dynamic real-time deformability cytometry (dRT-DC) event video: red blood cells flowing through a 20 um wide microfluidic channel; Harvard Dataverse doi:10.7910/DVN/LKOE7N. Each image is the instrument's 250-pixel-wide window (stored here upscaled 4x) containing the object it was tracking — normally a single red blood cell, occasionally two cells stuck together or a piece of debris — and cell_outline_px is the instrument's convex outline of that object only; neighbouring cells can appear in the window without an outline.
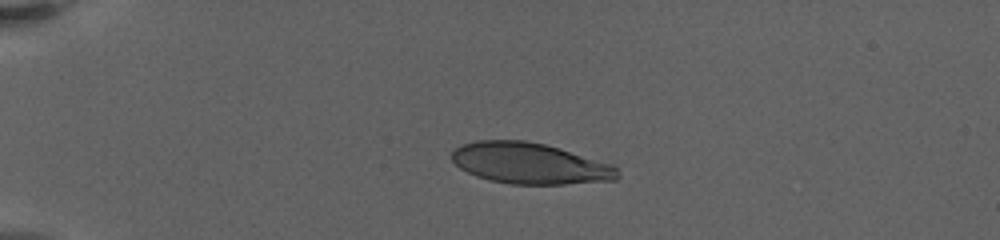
{"species": "human", "species_latin": "Homo sapiens", "temperature_condition": "warm", "stored_images_in_passage": 54, "camera_frame_rate_fps": 3000, "um_per_image_px": 0.085, "donor": {"sex": "female"}, "frame": {"image": 1, "passage_image": 1, "time_ms": 0.0, "image_size_px": [1000, 240], "cell_outline_px": [[620, 176], [616, 180], [564, 184], [512, 184], [488, 180], [476, 176], [460, 168], [452, 160], [452, 152], [456, 148], [464, 144], [476, 140], [524, 140], [544, 144], [560, 148], [616, 164]], "centroid_in_image_um": [45.09, 13.89], "position_along_channel_um": 39.9, "area_um2": 39.94}}
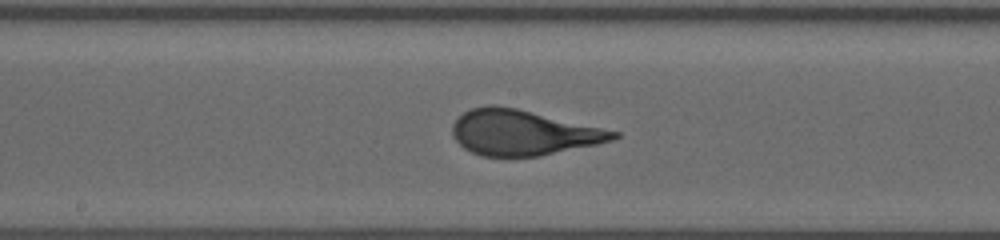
{"frame": {"image": 2, "passage_image": 19, "time_ms": 6.667, "image_size_px": [1000, 240], "cell_outline_px": [[620, 136], [612, 140], [596, 144], [540, 156], [508, 160], [480, 156], [464, 148], [452, 136], [452, 124], [464, 112], [472, 108], [488, 104], [492, 104], [516, 108], [620, 132]], "centroid_in_image_um": [44.4, 11.31], "position_along_channel_um": 203.8, "area_um2": 43.06}}
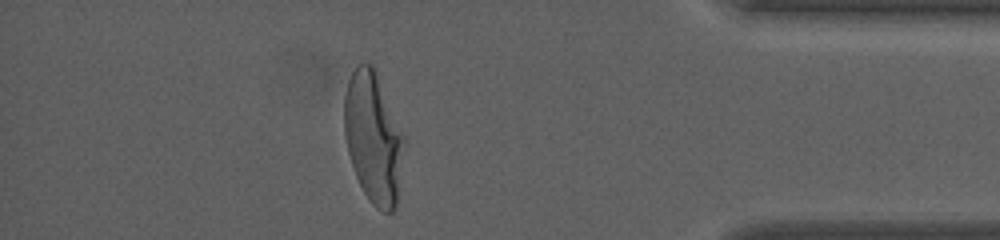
{"frame": {"image": 3, "passage_image": 45, "time_ms": 13.667, "image_size_px": [1000, 240], "cell_outline_px": [[404, 144], [396, 208], [392, 212], [384, 212], [376, 208], [372, 204], [364, 192], [356, 176], [348, 152], [344, 132], [344, 96], [348, 80], [356, 64], [372, 64], [376, 68], [404, 136]], "centroid_in_image_um": [31.72, 11.66], "position_along_channel_um": 403.5, "area_um2": 45.6}}